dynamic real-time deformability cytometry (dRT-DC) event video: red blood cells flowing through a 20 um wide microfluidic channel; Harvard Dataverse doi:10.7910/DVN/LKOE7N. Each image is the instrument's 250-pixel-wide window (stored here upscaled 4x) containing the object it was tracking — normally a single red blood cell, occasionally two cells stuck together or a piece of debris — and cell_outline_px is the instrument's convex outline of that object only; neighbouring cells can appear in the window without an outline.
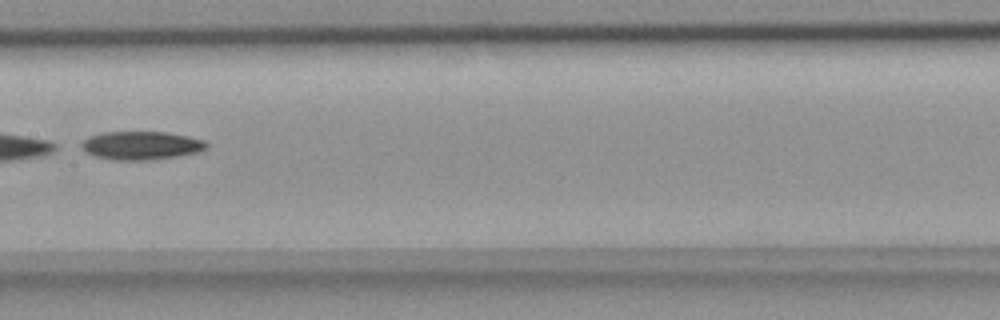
{"species": "common noctule bat (a hibernating species)", "species_latin": "Nyctalus noctula", "temperature_condition": "room temperature", "stored_images_in_passage": 10, "camera_frame_rate_fps": 3000, "um_per_image_px": 0.085, "animal": {"sex": "female", "body_mass_g": 18.4}, "frame": {"image": 1, "passage_image": 10, "time_ms": 3.0, "image_size_px": [1000, 320], "cell_outline_px": [[208, 148], [200, 152], [180, 156], [152, 160], [112, 160], [92, 156], [84, 152], [80, 148], [80, 144], [88, 136], [100, 132], [164, 132], [188, 136], [204, 140], [208, 144]], "centroid_in_image_um": [11.98, 12.38], "position_along_channel_um": 195.4, "area_um2": 21.15}}